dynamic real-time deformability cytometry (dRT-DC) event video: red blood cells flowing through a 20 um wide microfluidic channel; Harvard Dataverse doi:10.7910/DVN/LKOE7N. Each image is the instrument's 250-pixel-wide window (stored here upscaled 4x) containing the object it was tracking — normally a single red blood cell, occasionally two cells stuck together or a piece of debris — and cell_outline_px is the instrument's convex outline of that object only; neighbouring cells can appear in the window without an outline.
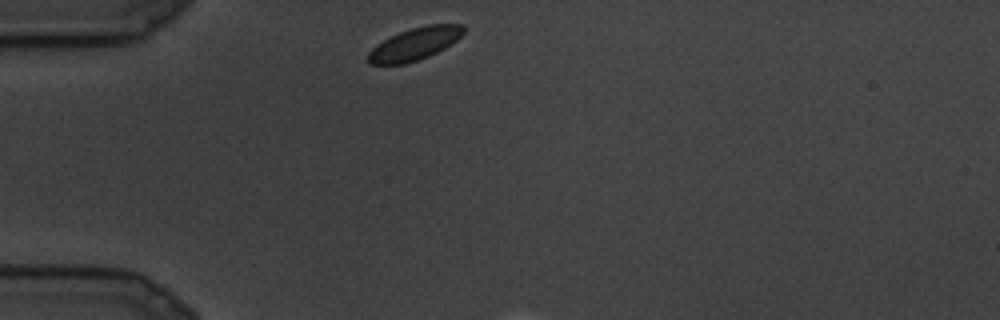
{"species": "common noctule bat (a hibernating species)", "species_latin": "Nyctalus noctula", "temperature_condition": "cold", "stored_images_in_passage": 4, "camera_frame_rate_fps": 3000, "um_per_image_px": 0.085, "animal": {"sex": "male", "body_mass_g": 19.5, "forearm_length_mm": 54.6}, "frame": {"image": 1, "passage_image": 1, "time_ms": 0.0, "image_size_px": [1000, 320], "cell_outline_px": [[464, 32], [456, 40], [444, 48], [428, 56], [404, 64], [368, 64], [368, 52], [376, 44], [400, 32], [412, 28], [428, 24], [464, 24]], "centroid_in_image_um": [35.24, 3.72], "position_along_channel_um": 49.8, "area_um2": 17.74}}